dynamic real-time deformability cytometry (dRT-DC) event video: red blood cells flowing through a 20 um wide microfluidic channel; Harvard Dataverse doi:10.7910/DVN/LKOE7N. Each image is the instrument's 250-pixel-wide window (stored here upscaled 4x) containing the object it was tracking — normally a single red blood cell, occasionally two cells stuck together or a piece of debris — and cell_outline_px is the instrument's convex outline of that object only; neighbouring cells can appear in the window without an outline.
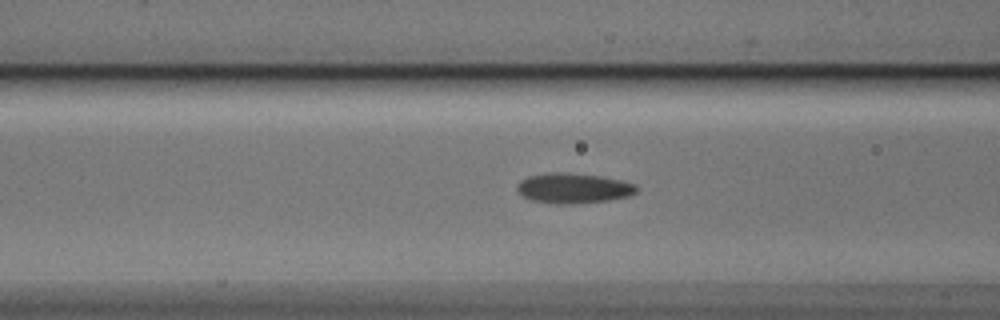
{"species": "Egyptian fruit bat (a non-hibernating species)", "species_latin": "Rousettus aegyptiacus", "temperature_condition": "cold", "stored_images_in_passage": 52, "camera_frame_rate_fps": 3000, "um_per_image_px": 0.085, "animal": {"sex": "male"}, "frame": {"image": 1, "passage_image": 19, "time_ms": 6.0, "image_size_px": [1000, 320], "cell_outline_px": [[636, 192], [628, 196], [608, 200], [576, 204], [560, 204], [532, 200], [524, 196], [516, 188], [520, 180], [528, 176], [548, 172], [564, 172], [600, 176], [620, 180], [636, 184]], "centroid_in_image_um": [48.73, 15.99], "position_along_channel_um": 117.9, "area_um2": 20.87}}
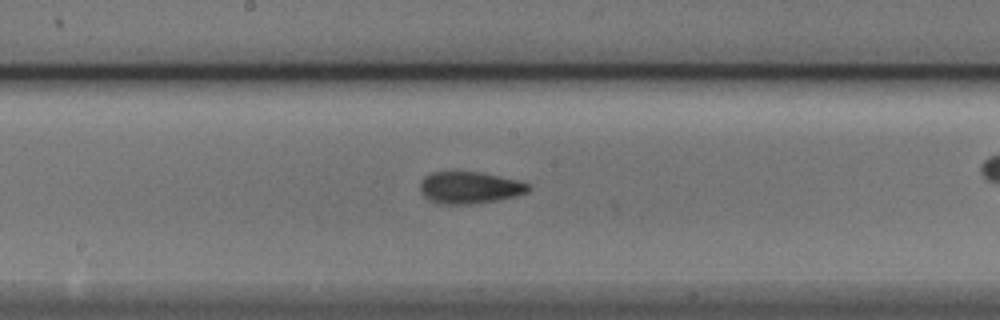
{"frame": {"image": 2, "passage_image": 26, "time_ms": 8.333, "image_size_px": [1000, 320], "cell_outline_px": [[532, 188], [528, 192], [516, 196], [496, 200], [472, 204], [440, 204], [424, 196], [420, 192], [420, 180], [424, 176], [432, 172], [452, 168], [480, 172], [500, 176], [532, 184]], "centroid_in_image_um": [39.89, 15.89], "position_along_channel_um": 208.3, "area_um2": 20.92}}
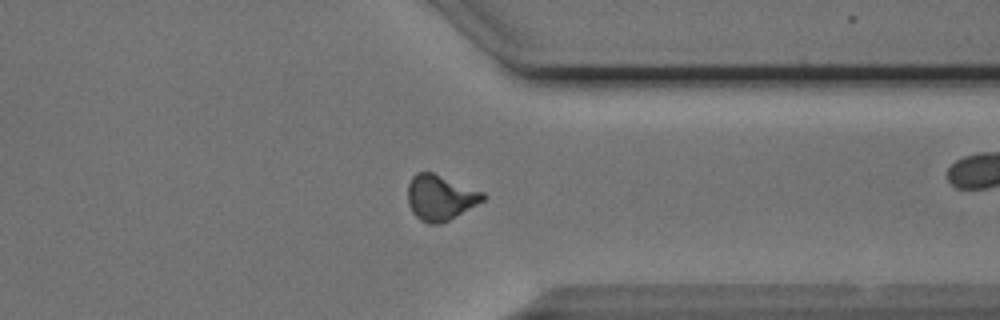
{"frame": {"image": 3, "passage_image": 39, "time_ms": 12.667, "image_size_px": [1000, 320], "cell_outline_px": [[488, 196], [484, 200], [448, 220], [440, 224], [428, 224], [420, 220], [412, 212], [408, 204], [408, 184], [412, 176], [416, 172], [432, 172], [484, 192]], "centroid_in_image_um": [37.41, 16.79], "position_along_channel_um": 374.0, "area_um2": 19.83}, "authors_computed_cell_mechanics": {"area_um2": 19.1896, "velocity_mm_per_s": 3.8717, "shape_relaxation_time_tau1_ms": 5.186, "shape_relaxation_time_tau2_ms": 3.0709, "deformation_change_tau1": 0.1371, "deformation_change_tau2": 0.0911}}